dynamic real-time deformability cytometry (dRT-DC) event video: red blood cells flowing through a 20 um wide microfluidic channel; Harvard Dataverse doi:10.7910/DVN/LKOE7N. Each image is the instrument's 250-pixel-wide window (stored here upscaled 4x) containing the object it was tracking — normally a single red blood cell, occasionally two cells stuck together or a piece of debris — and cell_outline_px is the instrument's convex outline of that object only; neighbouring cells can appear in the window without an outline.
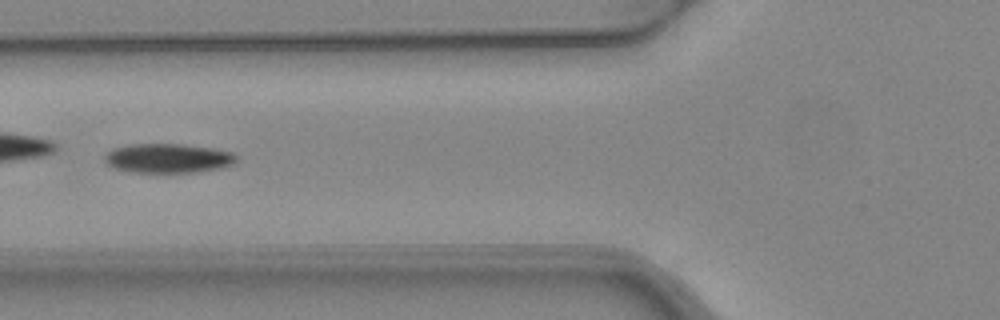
{"species": "common noctule bat (a hibernating species)", "species_latin": "Nyctalus noctula", "temperature_condition": "warm", "stored_images_in_passage": 7, "camera_frame_rate_fps": 3000, "um_per_image_px": 0.085, "animal": {"sex": "female", "body_mass_g": 24.6, "forearm_length_mm": 56.2}, "frame": {"image": 1, "passage_image": 6, "time_ms": 1.667, "image_size_px": [1000, 320], "cell_outline_px": [[236, 164], [220, 168], [196, 172], [132, 172], [116, 168], [108, 164], [104, 160], [104, 156], [112, 148], [132, 144], [184, 144], [216, 148], [232, 152], [236, 156]], "centroid_in_image_um": [14.32, 13.44], "position_along_channel_um": 111.5, "area_um2": 22.6}}
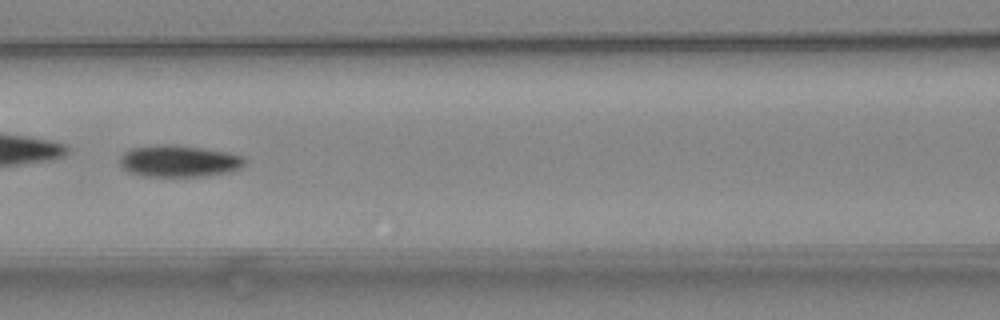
{"frame": {"image": 2, "passage_image": 7, "time_ms": 2.0, "image_size_px": [1000, 320], "cell_outline_px": [[248, 160], [240, 168], [232, 172], [208, 176], [144, 176], [128, 172], [120, 164], [120, 156], [124, 152], [132, 148], [160, 144], [172, 144], [228, 152], [244, 156]], "centroid_in_image_um": [15.25, 13.7], "position_along_channel_um": 151.3, "area_um2": 23.29}}